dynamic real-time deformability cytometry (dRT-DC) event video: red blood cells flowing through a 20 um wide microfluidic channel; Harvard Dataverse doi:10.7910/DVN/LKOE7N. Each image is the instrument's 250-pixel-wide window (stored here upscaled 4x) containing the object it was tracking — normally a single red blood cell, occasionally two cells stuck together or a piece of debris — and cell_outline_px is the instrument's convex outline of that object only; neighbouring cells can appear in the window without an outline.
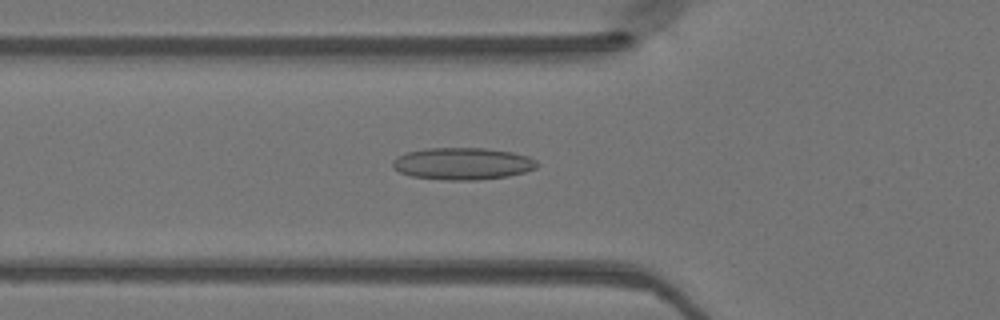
{"species": "Egyptian fruit bat (a non-hibernating species)", "species_latin": "Rousettus aegyptiacus", "temperature_condition": "warm", "stored_images_in_passage": 43, "camera_frame_rate_fps": 3000, "um_per_image_px": 0.085, "animal": {"sex": "female"}, "frame": {"image": 1, "passage_image": 12, "time_ms": 3.667, "image_size_px": [1000, 320], "cell_outline_px": [[536, 168], [524, 172], [508, 176], [476, 180], [448, 180], [412, 176], [400, 172], [392, 168], [392, 160], [396, 156], [408, 152], [428, 148], [484, 148], [512, 152], [528, 156], [536, 160]], "centroid_in_image_um": [39.29, 13.91], "position_along_channel_um": 86.5, "area_um2": 26.88}}
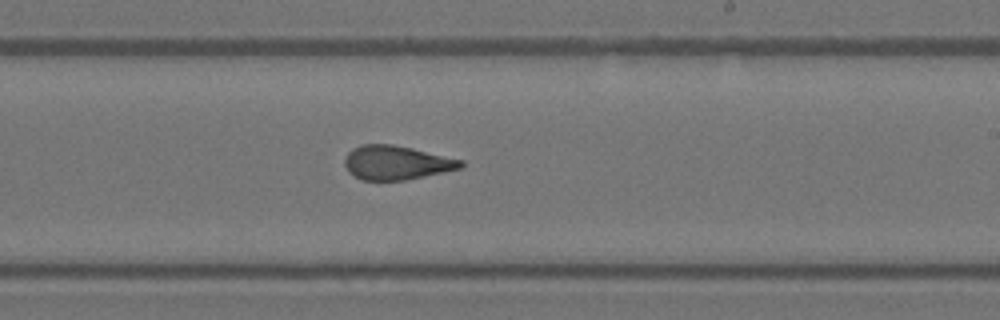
{"frame": {"image": 2, "passage_image": 24, "time_ms": 7.667, "image_size_px": [1000, 320], "cell_outline_px": [[464, 164], [460, 168], [424, 176], [404, 180], [364, 180], [348, 172], [344, 164], [344, 160], [348, 152], [352, 148], [360, 144], [392, 144], [412, 148], [464, 160]], "centroid_in_image_um": [33.67, 13.81], "position_along_channel_um": 255.3, "area_um2": 22.95}}
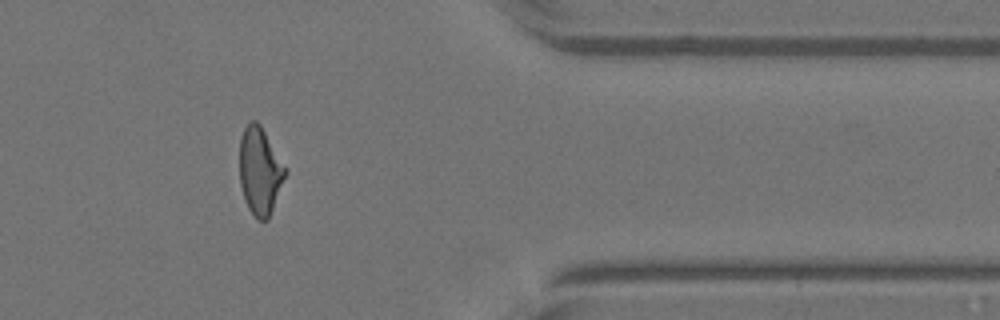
{"frame": {"image": 3, "passage_image": 35, "time_ms": 11.333, "image_size_px": [1000, 320], "cell_outline_px": [[288, 172], [268, 220], [256, 220], [248, 208], [244, 200], [240, 184], [240, 136], [244, 128], [252, 120], [256, 120], [260, 124], [288, 168]], "centroid_in_image_um": [22.12, 14.54], "position_along_channel_um": 389.3, "area_um2": 23.7}}